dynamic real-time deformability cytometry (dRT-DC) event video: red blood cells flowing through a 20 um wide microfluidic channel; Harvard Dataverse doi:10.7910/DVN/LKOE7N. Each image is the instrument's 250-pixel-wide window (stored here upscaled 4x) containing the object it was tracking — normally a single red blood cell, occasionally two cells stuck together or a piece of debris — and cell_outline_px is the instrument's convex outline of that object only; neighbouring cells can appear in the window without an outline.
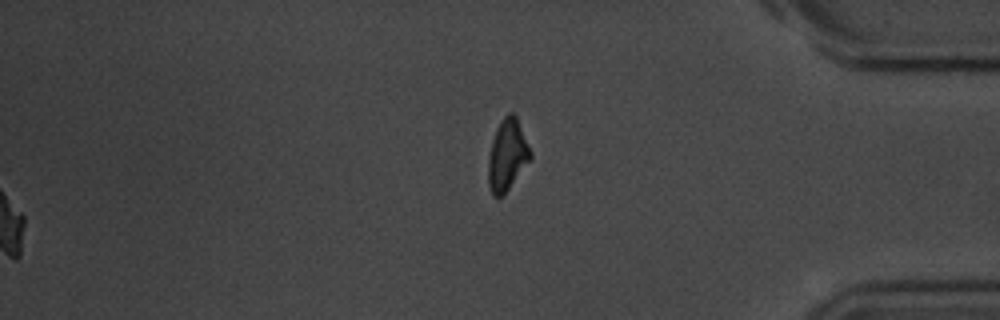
{"species": "common noctule bat (a hibernating species)", "species_latin": "Nyctalus noctula", "temperature_condition": "room temperature", "stored_images_in_passage": 47, "segment_of_instrument_passage": [2, 2], "camera_frame_rate_fps": 3000, "um_per_image_px": 0.085, "animal": {"sex": "male", "body_mass_g": 20.1, "forearm_length_mm": 53.5}, "frame": {"image": 1, "passage_image": 47, "time_ms": 15.333, "image_size_px": [1000, 320], "cell_outline_px": [[532, 156], [508, 188], [500, 196], [492, 196], [488, 184], [488, 156], [492, 140], [496, 128], [500, 120], [508, 112], [512, 112], [516, 116], [532, 152]], "centroid_in_image_um": [43.09, 13.13], "position_along_channel_um": 392.1, "area_um2": 17.28}}